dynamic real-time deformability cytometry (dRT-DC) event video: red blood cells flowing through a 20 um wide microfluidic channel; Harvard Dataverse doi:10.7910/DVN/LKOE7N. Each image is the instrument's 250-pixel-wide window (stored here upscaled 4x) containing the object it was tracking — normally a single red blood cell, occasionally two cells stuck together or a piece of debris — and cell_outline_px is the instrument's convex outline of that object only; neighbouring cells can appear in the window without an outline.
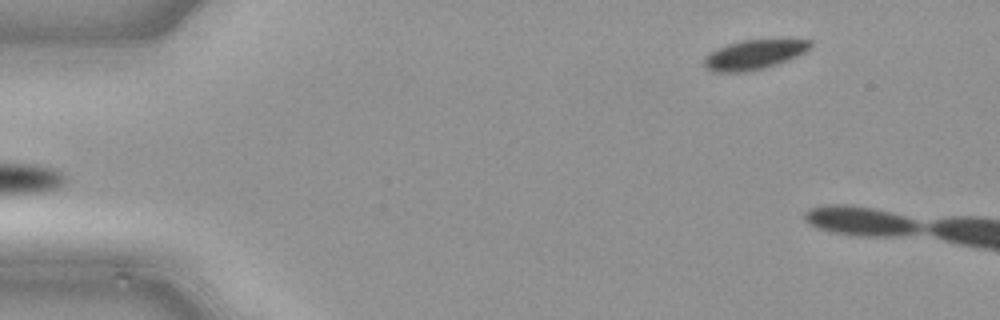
{"species": "common noctule bat (a hibernating species)", "species_latin": "Nyctalus noctula", "temperature_condition": "cold", "stored_images_in_passage": 5, "camera_frame_rate_fps": 3000, "um_per_image_px": 0.085, "animal": {"sex": "male", "body_mass_g": 21.5, "forearm_length_mm": 52.0}, "frame": {"image": 1, "passage_image": 2, "time_ms": 0.333, "image_size_px": [1000, 320], "cell_outline_px": [[912, 228], [892, 232], [868, 232], [836, 228], [820, 224], [812, 220], [812, 212], [828, 208], [844, 208], [868, 212], [888, 216], [904, 220], [912, 224]], "centroid_in_image_um": [73.02, 18.76], "position_along_channel_um": 12.0, "area_um2": 11.91}}